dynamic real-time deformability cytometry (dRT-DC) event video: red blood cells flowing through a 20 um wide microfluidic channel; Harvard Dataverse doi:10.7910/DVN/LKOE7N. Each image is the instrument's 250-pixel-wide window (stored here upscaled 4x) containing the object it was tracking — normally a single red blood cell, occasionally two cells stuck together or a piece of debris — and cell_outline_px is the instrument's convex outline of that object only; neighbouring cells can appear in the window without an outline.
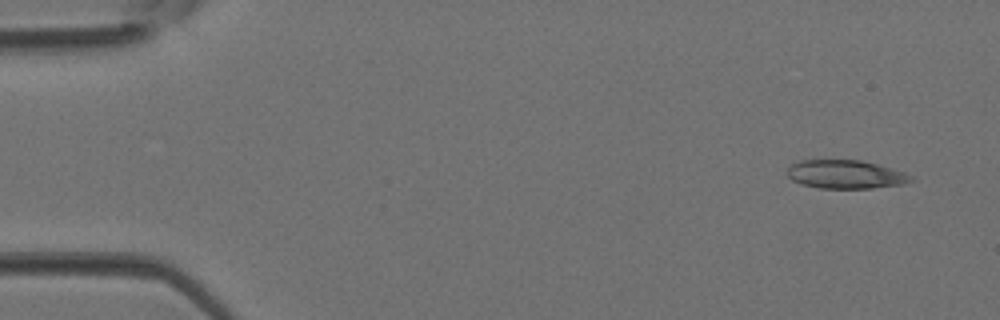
{"species": "Egyptian fruit bat (a non-hibernating species)", "species_latin": "Rousettus aegyptiacus", "temperature_condition": "room temperature", "stored_images_in_passage": 4, "camera_frame_rate_fps": 3000, "um_per_image_px": 0.085, "animal": {"sex": "female"}, "frame": {"image": 1, "passage_image": 1, "time_ms": 0.0, "image_size_px": [1000, 320], "cell_outline_px": [[916, 180], [904, 184], [872, 188], [820, 188], [800, 184], [792, 180], [788, 176], [788, 168], [792, 164], [800, 160], [860, 160], [876, 164], [904, 172], [912, 176]], "centroid_in_image_um": [71.89, 14.83], "position_along_channel_um": 13.1, "area_um2": 20.52}}
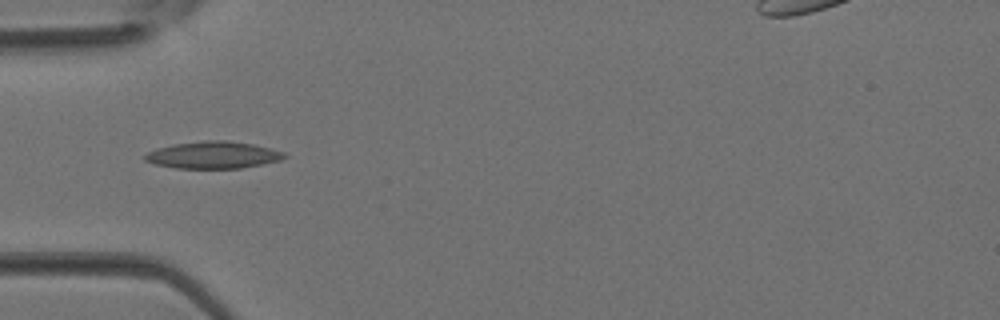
{"frame": {"image": 2, "passage_image": 3, "time_ms": 0.667, "image_size_px": [1000, 320], "cell_outline_px": [[288, 156], [280, 160], [240, 168], [176, 168], [156, 164], [144, 160], [144, 156], [148, 152], [156, 148], [172, 144], [204, 140], [228, 140], [252, 144], [284, 152]], "centroid_in_image_um": [18.09, 13.16], "position_along_channel_um": 66.9, "area_um2": 21.85}}
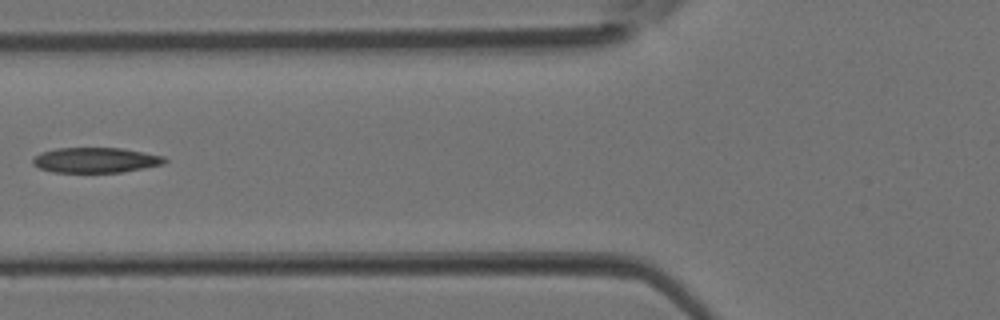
{"frame": {"image": 3, "passage_image": 4, "time_ms": 1.0, "image_size_px": [1000, 320], "cell_outline_px": [[168, 160], [164, 164], [144, 168], [120, 172], [52, 172], [40, 168], [32, 164], [32, 160], [40, 152], [56, 148], [124, 148], [164, 156]], "centroid_in_image_um": [8.14, 13.6], "position_along_channel_um": 117.7, "area_um2": 19.42}}